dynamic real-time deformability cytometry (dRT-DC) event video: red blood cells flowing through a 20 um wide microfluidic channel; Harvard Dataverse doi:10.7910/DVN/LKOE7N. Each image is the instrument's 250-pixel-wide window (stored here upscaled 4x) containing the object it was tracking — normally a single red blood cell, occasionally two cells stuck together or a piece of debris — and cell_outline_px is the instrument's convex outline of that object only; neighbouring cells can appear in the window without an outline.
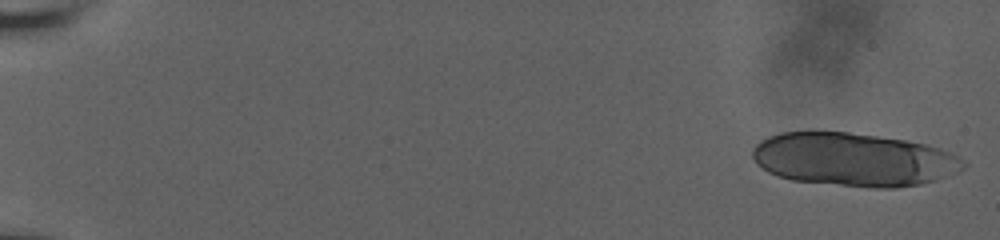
{"species": "human", "species_latin": "Homo sapiens", "temperature_condition": "room temperature", "stored_images_in_passage": 14, "camera_frame_rate_fps": 3000, "um_per_image_px": 0.085, "donor": {"sex": "male"}, "frame": {"image": 1, "passage_image": 1, "time_ms": 0.0, "image_size_px": [1000, 240], "cell_outline_px": [[968, 164], [964, 168], [956, 172], [920, 184], [896, 188], [876, 188], [792, 180], [776, 176], [768, 172], [756, 164], [752, 156], [752, 148], [760, 140], [768, 136], [780, 132], [808, 128], [812, 128], [848, 132], [904, 140], [924, 144], [940, 148], [964, 160]], "centroid_in_image_um": [72.46, 13.52], "position_along_channel_um": 12.5, "area_um2": 66.3}}
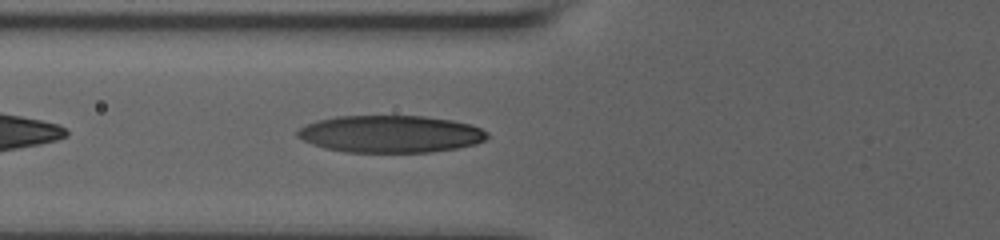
{"frame": {"image": 2, "passage_image": 11, "time_ms": 8.0, "image_size_px": [1000, 240], "cell_outline_px": [[488, 136], [484, 140], [476, 144], [456, 148], [432, 152], [348, 152], [324, 148], [312, 144], [296, 136], [296, 132], [300, 128], [308, 124], [320, 120], [336, 116], [424, 116], [452, 120], [472, 124], [488, 132]], "centroid_in_image_um": [33.22, 11.39], "position_along_channel_um": 92.6, "area_um2": 41.1}}
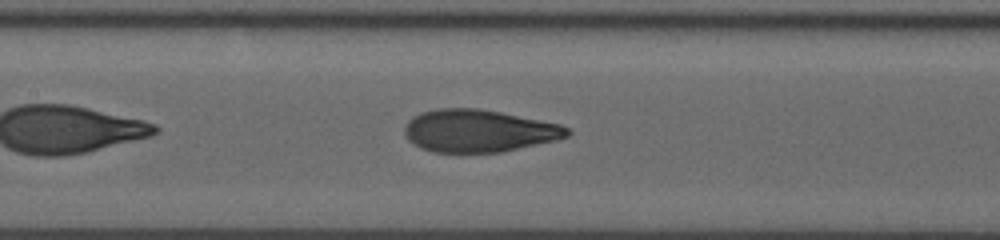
{"frame": {"image": 3, "passage_image": 14, "time_ms": 10.0, "image_size_px": [1000, 240], "cell_outline_px": [[572, 132], [568, 136], [556, 140], [500, 152], [432, 152], [420, 148], [408, 140], [404, 132], [404, 124], [412, 116], [420, 112], [436, 108], [476, 108], [500, 112], [560, 124], [568, 128]], "centroid_in_image_um": [40.64, 11.11], "position_along_channel_um": 166.8, "area_um2": 40.29}}